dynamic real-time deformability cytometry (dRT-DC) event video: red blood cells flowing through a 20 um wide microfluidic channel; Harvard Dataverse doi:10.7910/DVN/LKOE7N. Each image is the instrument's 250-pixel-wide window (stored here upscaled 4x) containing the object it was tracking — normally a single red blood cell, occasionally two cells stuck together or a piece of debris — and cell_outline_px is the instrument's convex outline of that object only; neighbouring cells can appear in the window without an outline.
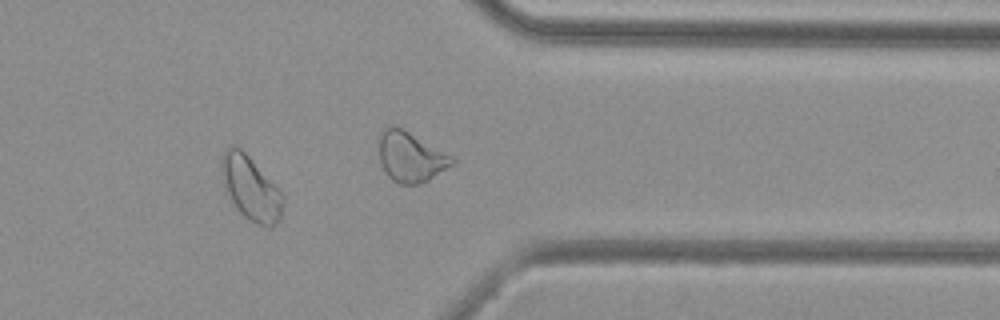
{"species": "common noctule bat (a hibernating species)", "species_latin": "Nyctalus noctula", "temperature_condition": "cold", "stored_images_in_passage": 35, "camera_frame_rate_fps": 3000, "um_per_image_px": 0.085, "animal": {"sex": "female", "body_mass_g": 29.2, "forearm_length_mm": 56.3}, "frame": {"image": 1, "passage_image": 25, "time_ms": 8.0, "image_size_px": [1000, 320], "cell_outline_px": [[284, 200], [280, 220], [268, 228], [248, 220], [240, 212], [232, 200], [228, 192], [220, 172], [220, 156], [224, 148], [232, 144], [236, 144], [284, 192]], "centroid_in_image_um": [21.32, 15.95], "position_along_channel_um": 390.1, "area_um2": 23.18}}